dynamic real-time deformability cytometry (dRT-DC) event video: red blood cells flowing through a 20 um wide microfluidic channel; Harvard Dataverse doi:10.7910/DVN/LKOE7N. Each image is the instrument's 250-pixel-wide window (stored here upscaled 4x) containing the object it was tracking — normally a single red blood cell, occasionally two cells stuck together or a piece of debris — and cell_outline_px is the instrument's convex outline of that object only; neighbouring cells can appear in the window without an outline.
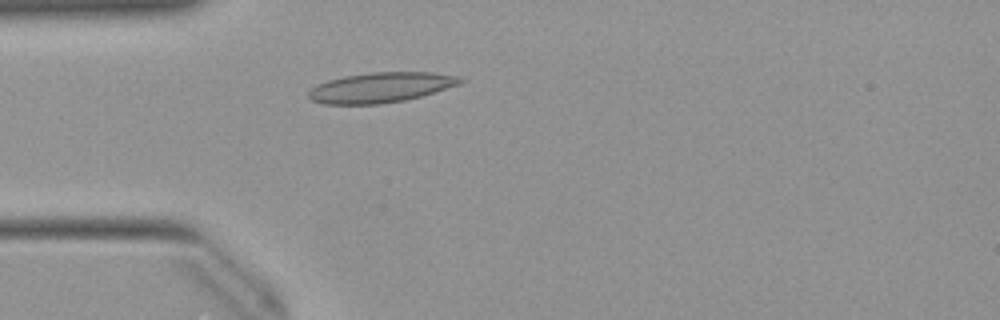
{"species": "Egyptian fruit bat (a non-hibernating species)", "species_latin": "Rousettus aegyptiacus", "temperature_condition": "warm", "stored_images_in_passage": 49, "camera_frame_rate_fps": 3000, "um_per_image_px": 0.085, "animal": {"sex": "female"}, "frame": {"image": 1, "passage_image": 12, "time_ms": 3.667, "image_size_px": [1000, 320], "cell_outline_px": [[464, 80], [460, 84], [420, 96], [404, 100], [380, 104], [324, 104], [312, 100], [308, 96], [308, 92], [316, 84], [328, 80], [344, 76], [372, 72], [432, 72], [460, 76]], "centroid_in_image_um": [32.36, 7.43], "position_along_channel_um": 52.6, "area_um2": 26.53}}
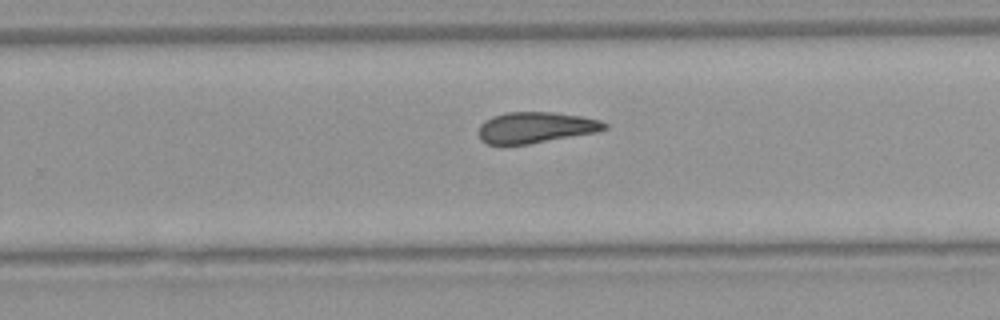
{"frame": {"image": 2, "passage_image": 30, "time_ms": 9.667, "image_size_px": [1000, 320], "cell_outline_px": [[608, 128], [596, 132], [528, 144], [500, 148], [488, 144], [480, 140], [480, 124], [484, 120], [492, 116], [508, 112], [552, 112], [580, 116], [600, 120], [608, 124]], "centroid_in_image_um": [45.47, 10.87], "position_along_channel_um": 284.3, "area_um2": 23.18}}
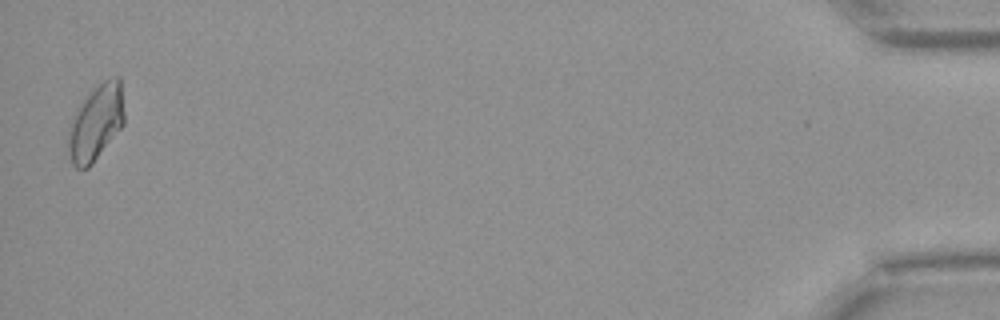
{"frame": {"image": 3, "passage_image": 48, "time_ms": 15.667, "image_size_px": [1000, 320], "cell_outline_px": [[124, 124], [92, 164], [88, 168], [76, 168], [72, 164], [68, 152], [68, 132], [76, 108], [88, 92], [92, 88], [108, 76], [120, 76], [124, 112]], "centroid_in_image_um": [8.15, 10.38], "position_along_channel_um": 427.0, "area_um2": 25.03}, "authors_computed_cell_mechanics": {"area_um2": 23.8136, "velocity_mm_per_s": 3.9844, "shape_relaxation_time_tau1_ms": null, "shape_relaxation_time_tau2_ms": 3.6994, "deformation_change_tau1": null, "deformation_change_tau2": 0.1235}}